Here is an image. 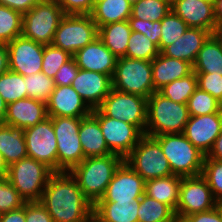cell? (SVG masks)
<instances>
[{
    "label": "cell",
    "instance_id": "7402d4cb",
    "mask_svg": "<svg viewBox=\"0 0 222 222\" xmlns=\"http://www.w3.org/2000/svg\"><path fill=\"white\" fill-rule=\"evenodd\" d=\"M46 118H48L46 103L27 97L7 105L3 124L24 130L41 123Z\"/></svg>",
    "mask_w": 222,
    "mask_h": 222
},
{
    "label": "cell",
    "instance_id": "f5cc1de1",
    "mask_svg": "<svg viewBox=\"0 0 222 222\" xmlns=\"http://www.w3.org/2000/svg\"><path fill=\"white\" fill-rule=\"evenodd\" d=\"M9 70V52L5 43H0V75Z\"/></svg>",
    "mask_w": 222,
    "mask_h": 222
},
{
    "label": "cell",
    "instance_id": "bcb514c9",
    "mask_svg": "<svg viewBox=\"0 0 222 222\" xmlns=\"http://www.w3.org/2000/svg\"><path fill=\"white\" fill-rule=\"evenodd\" d=\"M65 15H90L94 8L93 0H58Z\"/></svg>",
    "mask_w": 222,
    "mask_h": 222
},
{
    "label": "cell",
    "instance_id": "ba28073f",
    "mask_svg": "<svg viewBox=\"0 0 222 222\" xmlns=\"http://www.w3.org/2000/svg\"><path fill=\"white\" fill-rule=\"evenodd\" d=\"M51 118L57 142V172H70L85 159L78 134L82 118Z\"/></svg>",
    "mask_w": 222,
    "mask_h": 222
},
{
    "label": "cell",
    "instance_id": "e0dca14e",
    "mask_svg": "<svg viewBox=\"0 0 222 222\" xmlns=\"http://www.w3.org/2000/svg\"><path fill=\"white\" fill-rule=\"evenodd\" d=\"M221 131L222 110L207 115L190 116L183 134L197 149L207 156Z\"/></svg>",
    "mask_w": 222,
    "mask_h": 222
},
{
    "label": "cell",
    "instance_id": "5b68a950",
    "mask_svg": "<svg viewBox=\"0 0 222 222\" xmlns=\"http://www.w3.org/2000/svg\"><path fill=\"white\" fill-rule=\"evenodd\" d=\"M53 173L45 164L26 157L10 165L6 177L25 202H39Z\"/></svg>",
    "mask_w": 222,
    "mask_h": 222
},
{
    "label": "cell",
    "instance_id": "d590c367",
    "mask_svg": "<svg viewBox=\"0 0 222 222\" xmlns=\"http://www.w3.org/2000/svg\"><path fill=\"white\" fill-rule=\"evenodd\" d=\"M23 14L0 5V43H9L22 35Z\"/></svg>",
    "mask_w": 222,
    "mask_h": 222
},
{
    "label": "cell",
    "instance_id": "4fadbf2b",
    "mask_svg": "<svg viewBox=\"0 0 222 222\" xmlns=\"http://www.w3.org/2000/svg\"><path fill=\"white\" fill-rule=\"evenodd\" d=\"M98 121L103 137L112 154L125 159L144 135L136 126L104 116L98 109L91 113Z\"/></svg>",
    "mask_w": 222,
    "mask_h": 222
},
{
    "label": "cell",
    "instance_id": "6f0895ef",
    "mask_svg": "<svg viewBox=\"0 0 222 222\" xmlns=\"http://www.w3.org/2000/svg\"><path fill=\"white\" fill-rule=\"evenodd\" d=\"M212 34L216 37V39L219 41V43L222 47V23L217 24V26Z\"/></svg>",
    "mask_w": 222,
    "mask_h": 222
},
{
    "label": "cell",
    "instance_id": "9a60e30c",
    "mask_svg": "<svg viewBox=\"0 0 222 222\" xmlns=\"http://www.w3.org/2000/svg\"><path fill=\"white\" fill-rule=\"evenodd\" d=\"M145 194V180L123 161L97 202H134Z\"/></svg>",
    "mask_w": 222,
    "mask_h": 222
},
{
    "label": "cell",
    "instance_id": "d4e9b609",
    "mask_svg": "<svg viewBox=\"0 0 222 222\" xmlns=\"http://www.w3.org/2000/svg\"><path fill=\"white\" fill-rule=\"evenodd\" d=\"M78 134L85 158L112 154L103 137L99 121L92 114L81 119Z\"/></svg>",
    "mask_w": 222,
    "mask_h": 222
},
{
    "label": "cell",
    "instance_id": "484cf974",
    "mask_svg": "<svg viewBox=\"0 0 222 222\" xmlns=\"http://www.w3.org/2000/svg\"><path fill=\"white\" fill-rule=\"evenodd\" d=\"M140 199L134 202H96L93 216L100 222H138Z\"/></svg>",
    "mask_w": 222,
    "mask_h": 222
},
{
    "label": "cell",
    "instance_id": "5bb4252c",
    "mask_svg": "<svg viewBox=\"0 0 222 222\" xmlns=\"http://www.w3.org/2000/svg\"><path fill=\"white\" fill-rule=\"evenodd\" d=\"M22 131L28 157L45 164L53 172H57V142L52 118L48 117L41 123Z\"/></svg>",
    "mask_w": 222,
    "mask_h": 222
},
{
    "label": "cell",
    "instance_id": "3957f363",
    "mask_svg": "<svg viewBox=\"0 0 222 222\" xmlns=\"http://www.w3.org/2000/svg\"><path fill=\"white\" fill-rule=\"evenodd\" d=\"M189 118L187 104L174 102L155 91L147 98L145 135L183 133Z\"/></svg>",
    "mask_w": 222,
    "mask_h": 222
},
{
    "label": "cell",
    "instance_id": "7bdbcfd3",
    "mask_svg": "<svg viewBox=\"0 0 222 222\" xmlns=\"http://www.w3.org/2000/svg\"><path fill=\"white\" fill-rule=\"evenodd\" d=\"M26 202L19 192L8 181L6 176L0 177V214L19 209Z\"/></svg>",
    "mask_w": 222,
    "mask_h": 222
},
{
    "label": "cell",
    "instance_id": "f907efd6",
    "mask_svg": "<svg viewBox=\"0 0 222 222\" xmlns=\"http://www.w3.org/2000/svg\"><path fill=\"white\" fill-rule=\"evenodd\" d=\"M41 1L42 0H0V5L7 6L24 14Z\"/></svg>",
    "mask_w": 222,
    "mask_h": 222
},
{
    "label": "cell",
    "instance_id": "30bf717a",
    "mask_svg": "<svg viewBox=\"0 0 222 222\" xmlns=\"http://www.w3.org/2000/svg\"><path fill=\"white\" fill-rule=\"evenodd\" d=\"M97 109L104 116L130 123L145 134L147 98L112 88Z\"/></svg>",
    "mask_w": 222,
    "mask_h": 222
},
{
    "label": "cell",
    "instance_id": "ac0fdd59",
    "mask_svg": "<svg viewBox=\"0 0 222 222\" xmlns=\"http://www.w3.org/2000/svg\"><path fill=\"white\" fill-rule=\"evenodd\" d=\"M46 107L48 117L84 118L92 113L71 85L55 86Z\"/></svg>",
    "mask_w": 222,
    "mask_h": 222
},
{
    "label": "cell",
    "instance_id": "277c9868",
    "mask_svg": "<svg viewBox=\"0 0 222 222\" xmlns=\"http://www.w3.org/2000/svg\"><path fill=\"white\" fill-rule=\"evenodd\" d=\"M168 159L173 175L181 177L202 174L205 155L183 133L153 136Z\"/></svg>",
    "mask_w": 222,
    "mask_h": 222
},
{
    "label": "cell",
    "instance_id": "603a6c76",
    "mask_svg": "<svg viewBox=\"0 0 222 222\" xmlns=\"http://www.w3.org/2000/svg\"><path fill=\"white\" fill-rule=\"evenodd\" d=\"M211 33L202 28L189 27L173 44L166 46L161 53L167 57L194 64L203 43Z\"/></svg>",
    "mask_w": 222,
    "mask_h": 222
},
{
    "label": "cell",
    "instance_id": "680465c9",
    "mask_svg": "<svg viewBox=\"0 0 222 222\" xmlns=\"http://www.w3.org/2000/svg\"><path fill=\"white\" fill-rule=\"evenodd\" d=\"M8 166L3 160L2 154L0 153V177L7 176Z\"/></svg>",
    "mask_w": 222,
    "mask_h": 222
},
{
    "label": "cell",
    "instance_id": "d6a6232c",
    "mask_svg": "<svg viewBox=\"0 0 222 222\" xmlns=\"http://www.w3.org/2000/svg\"><path fill=\"white\" fill-rule=\"evenodd\" d=\"M197 88V75L193 71L186 77L174 80L163 86L158 92L174 102L187 104V101Z\"/></svg>",
    "mask_w": 222,
    "mask_h": 222
},
{
    "label": "cell",
    "instance_id": "f1b7e54d",
    "mask_svg": "<svg viewBox=\"0 0 222 222\" xmlns=\"http://www.w3.org/2000/svg\"><path fill=\"white\" fill-rule=\"evenodd\" d=\"M131 33L132 29L128 20L98 28V37L116 58L125 57Z\"/></svg>",
    "mask_w": 222,
    "mask_h": 222
},
{
    "label": "cell",
    "instance_id": "1f68e13d",
    "mask_svg": "<svg viewBox=\"0 0 222 222\" xmlns=\"http://www.w3.org/2000/svg\"><path fill=\"white\" fill-rule=\"evenodd\" d=\"M138 222H174L175 211L165 203L144 194L140 198Z\"/></svg>",
    "mask_w": 222,
    "mask_h": 222
},
{
    "label": "cell",
    "instance_id": "2e32d148",
    "mask_svg": "<svg viewBox=\"0 0 222 222\" xmlns=\"http://www.w3.org/2000/svg\"><path fill=\"white\" fill-rule=\"evenodd\" d=\"M9 70L22 76L41 72L44 45L22 35L7 43Z\"/></svg>",
    "mask_w": 222,
    "mask_h": 222
},
{
    "label": "cell",
    "instance_id": "f546056e",
    "mask_svg": "<svg viewBox=\"0 0 222 222\" xmlns=\"http://www.w3.org/2000/svg\"><path fill=\"white\" fill-rule=\"evenodd\" d=\"M132 5L127 0H103L94 5L90 14L97 28L110 23L128 20Z\"/></svg>",
    "mask_w": 222,
    "mask_h": 222
},
{
    "label": "cell",
    "instance_id": "db71d44e",
    "mask_svg": "<svg viewBox=\"0 0 222 222\" xmlns=\"http://www.w3.org/2000/svg\"><path fill=\"white\" fill-rule=\"evenodd\" d=\"M207 157L222 161V131L221 134L215 139L214 145L210 152L207 154Z\"/></svg>",
    "mask_w": 222,
    "mask_h": 222
},
{
    "label": "cell",
    "instance_id": "7c38bea8",
    "mask_svg": "<svg viewBox=\"0 0 222 222\" xmlns=\"http://www.w3.org/2000/svg\"><path fill=\"white\" fill-rule=\"evenodd\" d=\"M216 206H218V202L202 175L182 177L175 211L177 216L187 217L195 213L209 211Z\"/></svg>",
    "mask_w": 222,
    "mask_h": 222
},
{
    "label": "cell",
    "instance_id": "4dcf8cb0",
    "mask_svg": "<svg viewBox=\"0 0 222 222\" xmlns=\"http://www.w3.org/2000/svg\"><path fill=\"white\" fill-rule=\"evenodd\" d=\"M195 73L221 74L222 76V47L216 37L211 34L203 43L193 64Z\"/></svg>",
    "mask_w": 222,
    "mask_h": 222
},
{
    "label": "cell",
    "instance_id": "91938a15",
    "mask_svg": "<svg viewBox=\"0 0 222 222\" xmlns=\"http://www.w3.org/2000/svg\"><path fill=\"white\" fill-rule=\"evenodd\" d=\"M174 222H191V221L187 217L176 215Z\"/></svg>",
    "mask_w": 222,
    "mask_h": 222
},
{
    "label": "cell",
    "instance_id": "6da1fadb",
    "mask_svg": "<svg viewBox=\"0 0 222 222\" xmlns=\"http://www.w3.org/2000/svg\"><path fill=\"white\" fill-rule=\"evenodd\" d=\"M39 202L53 222H88L93 216V203L83 195L70 172H54Z\"/></svg>",
    "mask_w": 222,
    "mask_h": 222
},
{
    "label": "cell",
    "instance_id": "d6986e66",
    "mask_svg": "<svg viewBox=\"0 0 222 222\" xmlns=\"http://www.w3.org/2000/svg\"><path fill=\"white\" fill-rule=\"evenodd\" d=\"M71 86L92 110L102 104L113 88L111 76L82 69H79Z\"/></svg>",
    "mask_w": 222,
    "mask_h": 222
},
{
    "label": "cell",
    "instance_id": "6125c7cd",
    "mask_svg": "<svg viewBox=\"0 0 222 222\" xmlns=\"http://www.w3.org/2000/svg\"><path fill=\"white\" fill-rule=\"evenodd\" d=\"M131 5H134L136 2H138L139 0H127Z\"/></svg>",
    "mask_w": 222,
    "mask_h": 222
},
{
    "label": "cell",
    "instance_id": "7dc6e473",
    "mask_svg": "<svg viewBox=\"0 0 222 222\" xmlns=\"http://www.w3.org/2000/svg\"><path fill=\"white\" fill-rule=\"evenodd\" d=\"M79 67L72 57L68 62L63 64L54 76L55 86L71 85L72 81L78 74Z\"/></svg>",
    "mask_w": 222,
    "mask_h": 222
},
{
    "label": "cell",
    "instance_id": "4316f807",
    "mask_svg": "<svg viewBox=\"0 0 222 222\" xmlns=\"http://www.w3.org/2000/svg\"><path fill=\"white\" fill-rule=\"evenodd\" d=\"M0 153L6 165L28 157L23 131L5 124H0Z\"/></svg>",
    "mask_w": 222,
    "mask_h": 222
},
{
    "label": "cell",
    "instance_id": "8fae6325",
    "mask_svg": "<svg viewBox=\"0 0 222 222\" xmlns=\"http://www.w3.org/2000/svg\"><path fill=\"white\" fill-rule=\"evenodd\" d=\"M97 37L98 28L91 15H64L52 44L73 56Z\"/></svg>",
    "mask_w": 222,
    "mask_h": 222
},
{
    "label": "cell",
    "instance_id": "94428289",
    "mask_svg": "<svg viewBox=\"0 0 222 222\" xmlns=\"http://www.w3.org/2000/svg\"><path fill=\"white\" fill-rule=\"evenodd\" d=\"M88 222H100V221H98L94 216H92Z\"/></svg>",
    "mask_w": 222,
    "mask_h": 222
},
{
    "label": "cell",
    "instance_id": "9c48e42d",
    "mask_svg": "<svg viewBox=\"0 0 222 222\" xmlns=\"http://www.w3.org/2000/svg\"><path fill=\"white\" fill-rule=\"evenodd\" d=\"M124 161L145 181L173 175L168 159L153 136L144 134Z\"/></svg>",
    "mask_w": 222,
    "mask_h": 222
},
{
    "label": "cell",
    "instance_id": "44dd1931",
    "mask_svg": "<svg viewBox=\"0 0 222 222\" xmlns=\"http://www.w3.org/2000/svg\"><path fill=\"white\" fill-rule=\"evenodd\" d=\"M82 70L95 71L113 77L117 59L97 37L72 56Z\"/></svg>",
    "mask_w": 222,
    "mask_h": 222
},
{
    "label": "cell",
    "instance_id": "8d00e7d4",
    "mask_svg": "<svg viewBox=\"0 0 222 222\" xmlns=\"http://www.w3.org/2000/svg\"><path fill=\"white\" fill-rule=\"evenodd\" d=\"M160 54L158 46L143 33L132 31L125 57L152 61Z\"/></svg>",
    "mask_w": 222,
    "mask_h": 222
},
{
    "label": "cell",
    "instance_id": "f35d334b",
    "mask_svg": "<svg viewBox=\"0 0 222 222\" xmlns=\"http://www.w3.org/2000/svg\"><path fill=\"white\" fill-rule=\"evenodd\" d=\"M27 97L47 103L51 93L55 89L54 79L49 78L43 72H37L24 76Z\"/></svg>",
    "mask_w": 222,
    "mask_h": 222
},
{
    "label": "cell",
    "instance_id": "03108f58",
    "mask_svg": "<svg viewBox=\"0 0 222 222\" xmlns=\"http://www.w3.org/2000/svg\"><path fill=\"white\" fill-rule=\"evenodd\" d=\"M206 1L214 3L215 0H206Z\"/></svg>",
    "mask_w": 222,
    "mask_h": 222
},
{
    "label": "cell",
    "instance_id": "b9f144b4",
    "mask_svg": "<svg viewBox=\"0 0 222 222\" xmlns=\"http://www.w3.org/2000/svg\"><path fill=\"white\" fill-rule=\"evenodd\" d=\"M201 175L206 179L216 201L222 202V161L205 156Z\"/></svg>",
    "mask_w": 222,
    "mask_h": 222
},
{
    "label": "cell",
    "instance_id": "e575fe53",
    "mask_svg": "<svg viewBox=\"0 0 222 222\" xmlns=\"http://www.w3.org/2000/svg\"><path fill=\"white\" fill-rule=\"evenodd\" d=\"M0 95L7 105L27 98L24 76L11 70L2 73L0 75Z\"/></svg>",
    "mask_w": 222,
    "mask_h": 222
},
{
    "label": "cell",
    "instance_id": "ffe728a7",
    "mask_svg": "<svg viewBox=\"0 0 222 222\" xmlns=\"http://www.w3.org/2000/svg\"><path fill=\"white\" fill-rule=\"evenodd\" d=\"M171 10L182 18L189 27L202 28L211 34L217 23L214 3L206 0H171Z\"/></svg>",
    "mask_w": 222,
    "mask_h": 222
},
{
    "label": "cell",
    "instance_id": "f6af8a7d",
    "mask_svg": "<svg viewBox=\"0 0 222 222\" xmlns=\"http://www.w3.org/2000/svg\"><path fill=\"white\" fill-rule=\"evenodd\" d=\"M198 87L208 92L220 103H222V76L221 74L196 73Z\"/></svg>",
    "mask_w": 222,
    "mask_h": 222
},
{
    "label": "cell",
    "instance_id": "8992f818",
    "mask_svg": "<svg viewBox=\"0 0 222 222\" xmlns=\"http://www.w3.org/2000/svg\"><path fill=\"white\" fill-rule=\"evenodd\" d=\"M64 15L57 1L42 0L23 14L22 36L43 45L52 44Z\"/></svg>",
    "mask_w": 222,
    "mask_h": 222
},
{
    "label": "cell",
    "instance_id": "ab89813d",
    "mask_svg": "<svg viewBox=\"0 0 222 222\" xmlns=\"http://www.w3.org/2000/svg\"><path fill=\"white\" fill-rule=\"evenodd\" d=\"M187 108L190 116H201L220 112L222 103L198 87L187 101Z\"/></svg>",
    "mask_w": 222,
    "mask_h": 222
},
{
    "label": "cell",
    "instance_id": "836d02e7",
    "mask_svg": "<svg viewBox=\"0 0 222 222\" xmlns=\"http://www.w3.org/2000/svg\"><path fill=\"white\" fill-rule=\"evenodd\" d=\"M171 11V0H139L132 5L130 18L161 21Z\"/></svg>",
    "mask_w": 222,
    "mask_h": 222
},
{
    "label": "cell",
    "instance_id": "11a10c76",
    "mask_svg": "<svg viewBox=\"0 0 222 222\" xmlns=\"http://www.w3.org/2000/svg\"><path fill=\"white\" fill-rule=\"evenodd\" d=\"M214 16L217 24L222 23V0L214 1Z\"/></svg>",
    "mask_w": 222,
    "mask_h": 222
},
{
    "label": "cell",
    "instance_id": "74e56055",
    "mask_svg": "<svg viewBox=\"0 0 222 222\" xmlns=\"http://www.w3.org/2000/svg\"><path fill=\"white\" fill-rule=\"evenodd\" d=\"M189 26L172 10L161 20V38L159 40V51L173 44L181 37Z\"/></svg>",
    "mask_w": 222,
    "mask_h": 222
},
{
    "label": "cell",
    "instance_id": "ee69618b",
    "mask_svg": "<svg viewBox=\"0 0 222 222\" xmlns=\"http://www.w3.org/2000/svg\"><path fill=\"white\" fill-rule=\"evenodd\" d=\"M128 22L132 31L143 33L159 48V40L161 38V21L151 22L150 20L129 18Z\"/></svg>",
    "mask_w": 222,
    "mask_h": 222
},
{
    "label": "cell",
    "instance_id": "9f6ffc18",
    "mask_svg": "<svg viewBox=\"0 0 222 222\" xmlns=\"http://www.w3.org/2000/svg\"><path fill=\"white\" fill-rule=\"evenodd\" d=\"M7 104L0 95V124H3L6 115Z\"/></svg>",
    "mask_w": 222,
    "mask_h": 222
},
{
    "label": "cell",
    "instance_id": "c3c4849f",
    "mask_svg": "<svg viewBox=\"0 0 222 222\" xmlns=\"http://www.w3.org/2000/svg\"><path fill=\"white\" fill-rule=\"evenodd\" d=\"M25 222H53V219L40 202H26Z\"/></svg>",
    "mask_w": 222,
    "mask_h": 222
},
{
    "label": "cell",
    "instance_id": "681fc988",
    "mask_svg": "<svg viewBox=\"0 0 222 222\" xmlns=\"http://www.w3.org/2000/svg\"><path fill=\"white\" fill-rule=\"evenodd\" d=\"M187 218L191 222H222V211L218 205L209 211L195 213Z\"/></svg>",
    "mask_w": 222,
    "mask_h": 222
},
{
    "label": "cell",
    "instance_id": "60d3db41",
    "mask_svg": "<svg viewBox=\"0 0 222 222\" xmlns=\"http://www.w3.org/2000/svg\"><path fill=\"white\" fill-rule=\"evenodd\" d=\"M71 58L72 55L68 51L62 50L53 44L44 45L41 72L54 79L60 67Z\"/></svg>",
    "mask_w": 222,
    "mask_h": 222
},
{
    "label": "cell",
    "instance_id": "cb8c5ba5",
    "mask_svg": "<svg viewBox=\"0 0 222 222\" xmlns=\"http://www.w3.org/2000/svg\"><path fill=\"white\" fill-rule=\"evenodd\" d=\"M193 72V65L187 61L160 54L152 60L154 92L174 80L186 77Z\"/></svg>",
    "mask_w": 222,
    "mask_h": 222
},
{
    "label": "cell",
    "instance_id": "be15d7a7",
    "mask_svg": "<svg viewBox=\"0 0 222 222\" xmlns=\"http://www.w3.org/2000/svg\"><path fill=\"white\" fill-rule=\"evenodd\" d=\"M93 1H94V5H95L96 3L101 2L103 0H93Z\"/></svg>",
    "mask_w": 222,
    "mask_h": 222
},
{
    "label": "cell",
    "instance_id": "52a82bcc",
    "mask_svg": "<svg viewBox=\"0 0 222 222\" xmlns=\"http://www.w3.org/2000/svg\"><path fill=\"white\" fill-rule=\"evenodd\" d=\"M112 87L121 92L148 98L154 92L152 61L118 58L112 77Z\"/></svg>",
    "mask_w": 222,
    "mask_h": 222
},
{
    "label": "cell",
    "instance_id": "e7e4bbea",
    "mask_svg": "<svg viewBox=\"0 0 222 222\" xmlns=\"http://www.w3.org/2000/svg\"><path fill=\"white\" fill-rule=\"evenodd\" d=\"M218 205H219V207H220V209L222 211V202L218 203Z\"/></svg>",
    "mask_w": 222,
    "mask_h": 222
},
{
    "label": "cell",
    "instance_id": "83f0119b",
    "mask_svg": "<svg viewBox=\"0 0 222 222\" xmlns=\"http://www.w3.org/2000/svg\"><path fill=\"white\" fill-rule=\"evenodd\" d=\"M182 177L171 175L145 181V194L176 211Z\"/></svg>",
    "mask_w": 222,
    "mask_h": 222
},
{
    "label": "cell",
    "instance_id": "7a4b0ae2",
    "mask_svg": "<svg viewBox=\"0 0 222 222\" xmlns=\"http://www.w3.org/2000/svg\"><path fill=\"white\" fill-rule=\"evenodd\" d=\"M124 161L116 154L87 157L70 174L76 179L83 195L93 205L104 195L115 171Z\"/></svg>",
    "mask_w": 222,
    "mask_h": 222
},
{
    "label": "cell",
    "instance_id": "816d5d0a",
    "mask_svg": "<svg viewBox=\"0 0 222 222\" xmlns=\"http://www.w3.org/2000/svg\"><path fill=\"white\" fill-rule=\"evenodd\" d=\"M0 222H25V204L19 209L1 213Z\"/></svg>",
    "mask_w": 222,
    "mask_h": 222
}]
</instances>
